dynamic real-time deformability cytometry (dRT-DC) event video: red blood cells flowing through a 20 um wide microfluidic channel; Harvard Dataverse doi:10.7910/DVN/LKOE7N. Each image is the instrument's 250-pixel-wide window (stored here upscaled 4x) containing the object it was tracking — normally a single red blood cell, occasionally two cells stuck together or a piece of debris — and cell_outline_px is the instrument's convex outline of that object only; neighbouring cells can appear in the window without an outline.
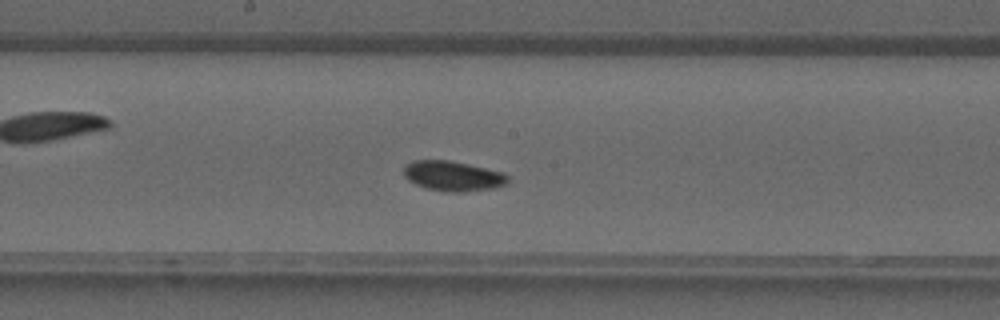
{"species": "common noctule bat (a hibernating species)", "species_latin": "Nyctalus noctula", "temperature_condition": "warm", "stored_images_in_passage": 28, "camera_frame_rate_fps": 3000, "um_per_image_px": 0.085, "animal": {"sex": "male", "forearm_length_mm": 52.5}, "frame": {"image": 1, "passage_image": 9, "time_ms": 2.667, "image_size_px": [1000, 320], "cell_outline_px": [[508, 180], [504, 184], [496, 188], [464, 192], [448, 192], [424, 188], [408, 180], [404, 176], [404, 168], [408, 164], [416, 160], [448, 160], [468, 164], [504, 172], [508, 176]], "centroid_in_image_um": [38.51, 14.97], "position_along_channel_um": 209.7, "area_um2": 18.21}}
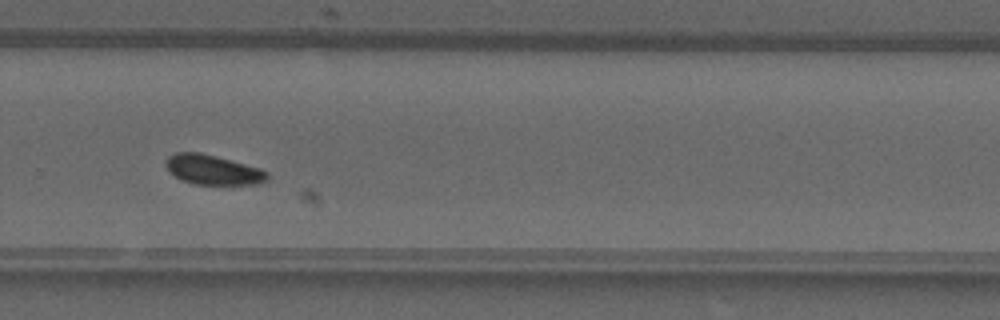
{"frame": {"image": 2, "passage_image": 15, "time_ms": 4.667, "image_size_px": [1000, 320], "cell_outline_px": [[268, 180], [260, 184], [196, 184], [184, 180], [176, 176], [164, 164], [168, 156], [176, 152], [200, 152], [260, 168], [268, 172]], "centroid_in_image_um": [18.13, 14.42], "position_along_channel_um": 311.7, "area_um2": 17.34}}
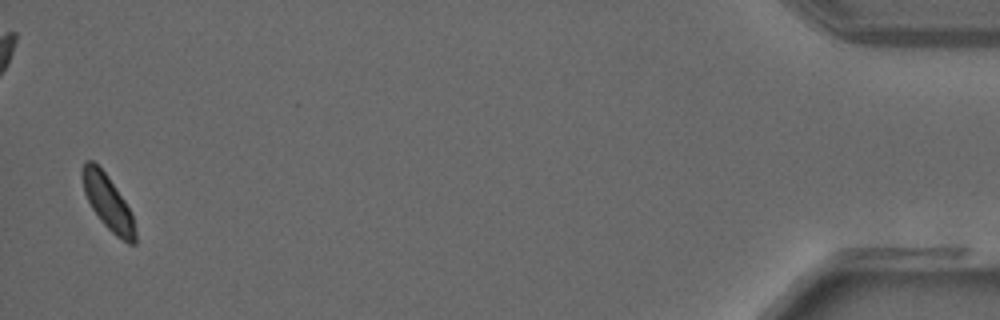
{"frame": {"image": 3, "passage_image": 27, "time_ms": 8.667, "image_size_px": [1000, 320], "cell_outline_px": [[136, 244], [128, 244], [116, 236], [100, 220], [92, 208], [84, 192], [84, 160], [92, 160], [108, 176], [124, 200], [132, 216], [136, 232]], "centroid_in_image_um": [9.21, 17.26], "position_along_channel_um": 426.0, "area_um2": 16.3}}